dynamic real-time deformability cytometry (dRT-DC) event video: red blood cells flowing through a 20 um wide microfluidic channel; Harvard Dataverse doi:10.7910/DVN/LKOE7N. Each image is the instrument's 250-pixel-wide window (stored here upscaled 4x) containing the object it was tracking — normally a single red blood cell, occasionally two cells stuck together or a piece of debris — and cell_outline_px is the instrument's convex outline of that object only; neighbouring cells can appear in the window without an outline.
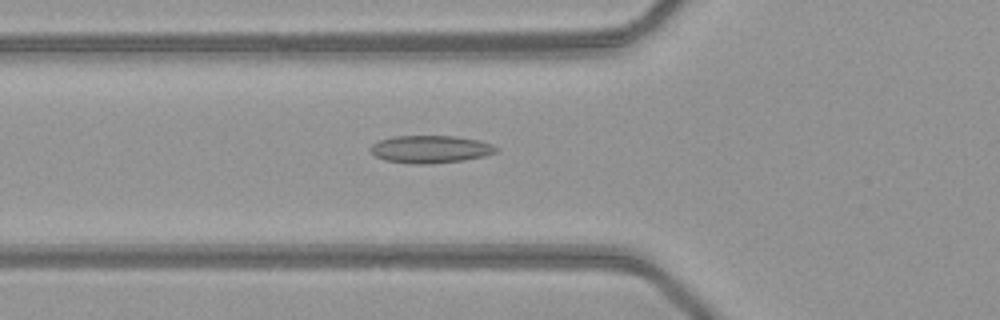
{"species": "common noctule bat (a hibernating species)", "species_latin": "Nyctalus noctula", "temperature_condition": "warm", "stored_images_in_passage": 34, "camera_frame_rate_fps": 3000, "um_per_image_px": 0.085, "animal": {"sex": "female", "body_mass_g": 21.9}, "frame": {"image": 1, "passage_image": 3, "time_ms": 0.667, "image_size_px": [1000, 320], "cell_outline_px": [[496, 152], [484, 156], [464, 160], [424, 164], [420, 164], [384, 160], [376, 156], [368, 148], [372, 144], [380, 140], [396, 136], [456, 136], [480, 140], [492, 144], [496, 148]], "centroid_in_image_um": [36.58, 12.67], "position_along_channel_um": 89.2, "area_um2": 20.0}}
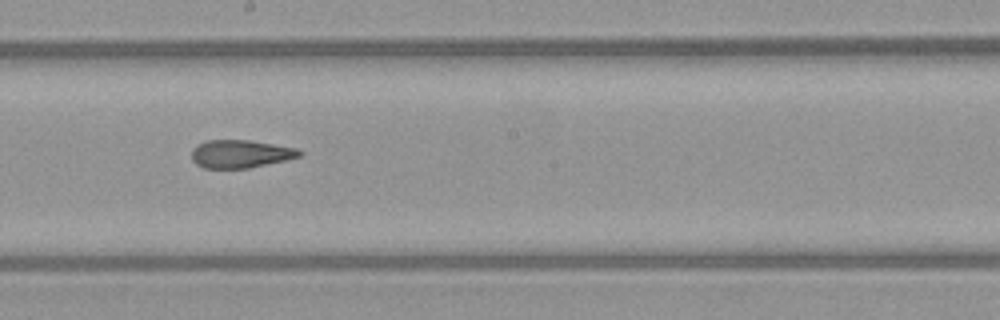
{"frame": {"image": 2, "passage_image": 13, "time_ms": 4.0, "image_size_px": [1000, 320], "cell_outline_px": [[304, 152], [300, 156], [284, 160], [248, 168], [204, 168], [196, 164], [192, 160], [192, 148], [208, 140], [248, 140], [296, 148]], "centroid_in_image_um": [20.42, 13.08], "position_along_channel_um": 227.8, "area_um2": 17.34}}
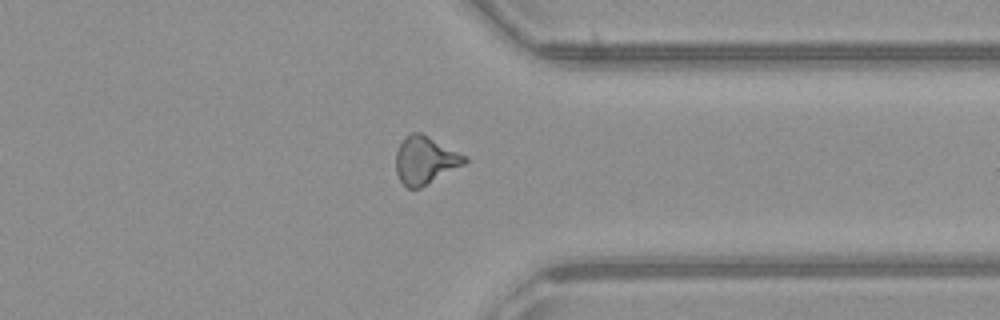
{"frame": {"image": 3, "passage_image": 24, "time_ms": 7.667, "image_size_px": [1000, 320], "cell_outline_px": [[468, 160], [464, 164], [420, 188], [408, 188], [400, 180], [396, 172], [396, 152], [404, 136], [412, 132], [420, 132], [468, 156]], "centroid_in_image_um": [36.14, 13.6], "position_along_channel_um": 375.3, "area_um2": 19.02}}